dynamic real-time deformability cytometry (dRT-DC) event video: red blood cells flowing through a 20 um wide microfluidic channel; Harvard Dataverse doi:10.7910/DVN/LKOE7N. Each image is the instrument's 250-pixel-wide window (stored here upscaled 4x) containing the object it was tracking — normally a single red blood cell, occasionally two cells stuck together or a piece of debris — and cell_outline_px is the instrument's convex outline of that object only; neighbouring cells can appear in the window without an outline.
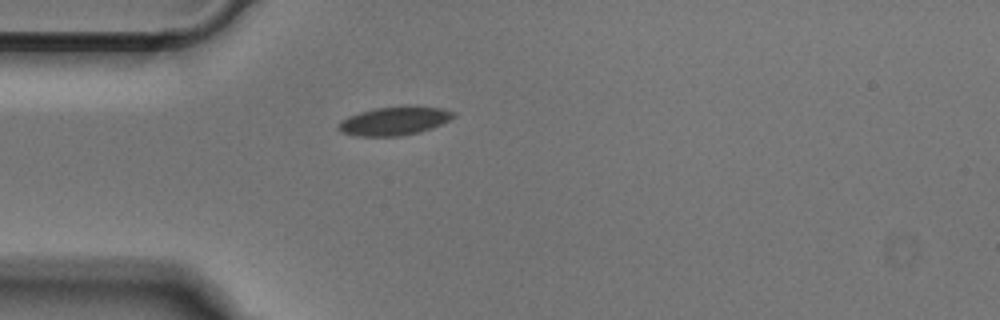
{"species": "Egyptian fruit bat (a non-hibernating species)", "species_latin": "Rousettus aegyptiacus", "temperature_condition": "cold", "stored_images_in_passage": 39, "camera_frame_rate_fps": 3000, "um_per_image_px": 0.085, "animal": {"sex": "male"}, "frame": {"image": 1, "passage_image": 1, "time_ms": 0.0, "image_size_px": [1000, 320], "cell_outline_px": [[456, 116], [432, 128], [420, 132], [400, 136], [356, 136], [344, 132], [340, 128], [340, 120], [348, 116], [360, 112], [376, 108], [440, 108], [456, 112]], "centroid_in_image_um": [33.52, 10.31], "position_along_channel_um": 51.5, "area_um2": 18.32}}
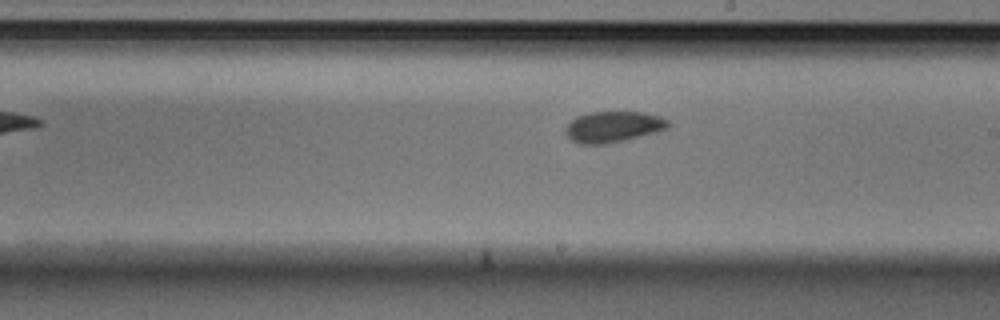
{"frame": {"image": 2, "passage_image": 16, "time_ms": 5.0, "image_size_px": [1000, 320], "cell_outline_px": [[668, 128], [656, 132], [624, 140], [604, 144], [580, 144], [572, 140], [564, 132], [564, 128], [576, 116], [592, 112], [644, 112], [660, 116], [668, 120]], "centroid_in_image_um": [52.1, 10.77], "position_along_channel_um": 236.9, "area_um2": 18.44}}
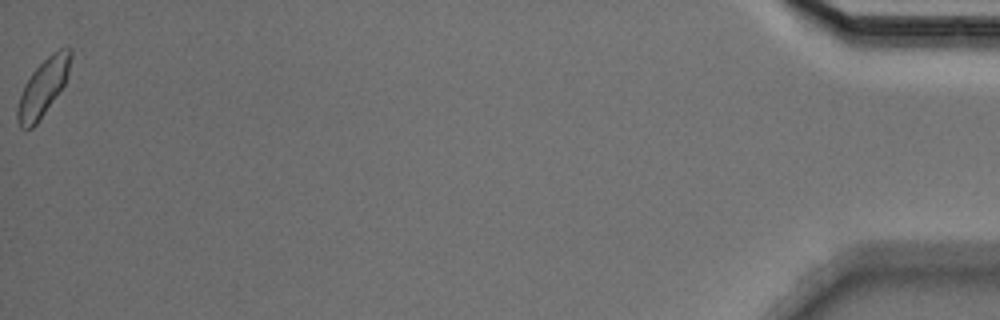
{"frame": {"image": 3, "passage_image": 39, "time_ms": 12.667, "image_size_px": [1000, 320], "cell_outline_px": [[72, 56], [68, 72], [64, 84], [36, 124], [32, 128], [24, 132], [20, 128], [16, 120], [16, 108], [24, 84], [32, 72], [52, 52], [60, 48], [72, 48]], "centroid_in_image_um": [3.62, 7.47], "position_along_channel_um": 431.6, "area_um2": 17.57}}